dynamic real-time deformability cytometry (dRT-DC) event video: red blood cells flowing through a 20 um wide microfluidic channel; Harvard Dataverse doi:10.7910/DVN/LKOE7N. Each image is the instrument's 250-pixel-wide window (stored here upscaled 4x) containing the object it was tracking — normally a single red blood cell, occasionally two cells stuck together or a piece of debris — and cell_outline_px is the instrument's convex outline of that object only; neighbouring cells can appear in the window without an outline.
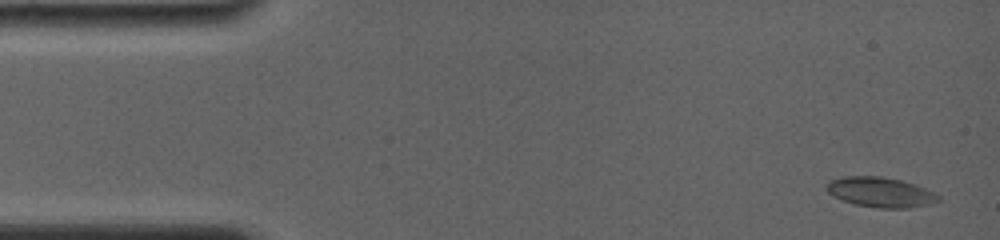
{"species": "common noctule bat (a hibernating species)", "species_latin": "Nyctalus noctula", "temperature_condition": "room temperature", "stored_images_in_passage": 4, "camera_frame_rate_fps": 4000, "um_per_image_px": 0.085, "animal": {"sex": "female", "body_mass_g": 19.0, "forearm_length_mm": 56.7}, "frame": {"image": 1, "passage_image": 1, "time_ms": 0.0, "image_size_px": [1000, 240], "cell_outline_px": [[940, 200], [928, 204], [908, 208], [880, 208], [856, 204], [832, 196], [824, 188], [824, 184], [828, 180], [844, 176], [880, 176], [900, 180], [916, 184], [940, 196]], "centroid_in_image_um": [74.78, 16.32], "position_along_channel_um": 10.2, "area_um2": 19.54}}
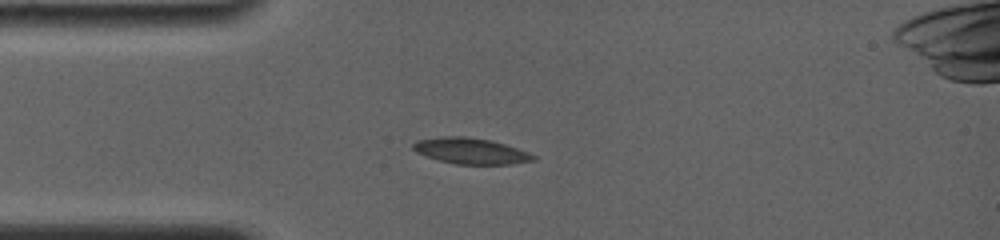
{"frame": {"image": 2, "passage_image": 4, "time_ms": 3.5, "image_size_px": [1000, 240], "cell_outline_px": [[536, 160], [512, 164], [456, 164], [440, 160], [416, 152], [412, 148], [412, 144], [416, 140], [440, 136], [468, 136], [492, 140], [528, 152], [536, 156]], "centroid_in_image_um": [40.01, 12.82], "position_along_channel_um": 45.0, "area_um2": 18.21}}